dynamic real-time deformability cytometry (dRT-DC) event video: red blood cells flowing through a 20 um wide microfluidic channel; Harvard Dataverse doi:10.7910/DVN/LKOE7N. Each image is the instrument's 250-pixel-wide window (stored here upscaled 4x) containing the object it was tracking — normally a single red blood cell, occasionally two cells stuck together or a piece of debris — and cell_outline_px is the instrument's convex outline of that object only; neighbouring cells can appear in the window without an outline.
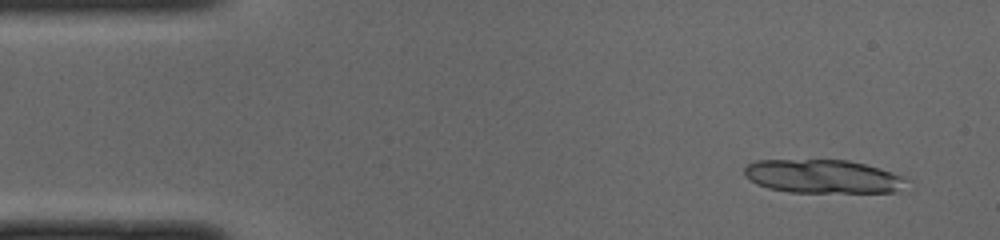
{"species": "common noctule bat (a hibernating species)", "species_latin": "Nyctalus noctula", "temperature_condition": "cold", "stored_images_in_passage": 17, "camera_frame_rate_fps": 3000, "um_per_image_px": 0.085, "animal": {"sex": "male", "body_mass_g": 19.0, "forearm_length_mm": 50.8}, "frame": {"image": 1, "passage_image": 3, "time_ms": 0.667, "image_size_px": [1000, 240], "cell_outline_px": [[912, 180], [908, 192], [788, 192], [768, 188], [756, 184], [744, 176], [744, 168], [748, 164], [756, 160], [848, 160], [864, 164], [904, 176]], "centroid_in_image_um": [70.06, 15.02], "position_along_channel_um": 14.9, "area_um2": 32.37}}
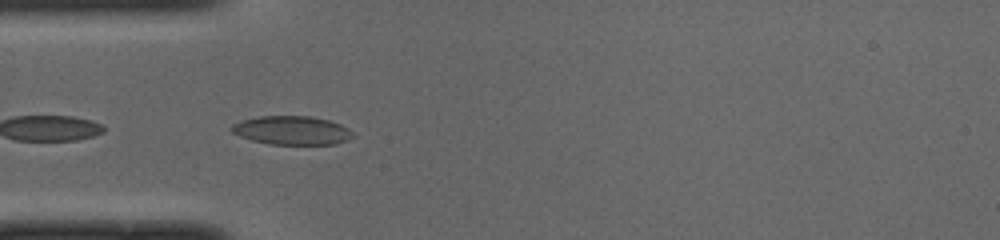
{"frame": {"image": 2, "passage_image": 14, "time_ms": 4.333, "image_size_px": [1000, 240], "cell_outline_px": [[356, 136], [348, 140], [336, 144], [268, 144], [252, 140], [240, 136], [232, 132], [228, 128], [232, 124], [240, 120], [260, 116], [308, 116], [328, 120], [340, 124], [348, 128]], "centroid_in_image_um": [24.79, 11.08], "position_along_channel_um": 60.2, "area_um2": 20.4}}